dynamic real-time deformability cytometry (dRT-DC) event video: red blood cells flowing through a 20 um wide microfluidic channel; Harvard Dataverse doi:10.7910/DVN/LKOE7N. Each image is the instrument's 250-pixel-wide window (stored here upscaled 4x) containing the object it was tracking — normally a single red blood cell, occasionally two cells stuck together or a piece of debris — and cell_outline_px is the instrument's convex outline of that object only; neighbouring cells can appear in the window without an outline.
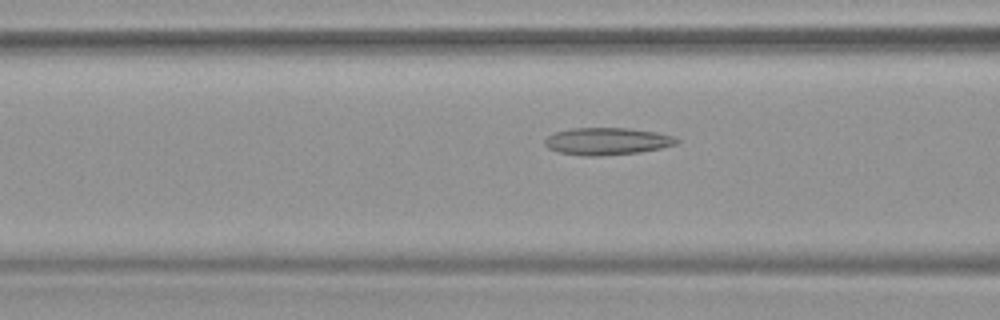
{"species": "common noctule bat (a hibernating species)", "species_latin": "Nyctalus noctula", "temperature_condition": "warm", "stored_images_in_passage": 53, "camera_frame_rate_fps": 3000, "um_per_image_px": 0.085, "animal": {"sex": "female", "body_mass_g": 19.9}, "frame": {"image": 1, "passage_image": 21, "time_ms": 6.667, "image_size_px": [1000, 320], "cell_outline_px": [[680, 140], [676, 144], [660, 148], [640, 152], [600, 156], [584, 156], [560, 152], [548, 148], [544, 144], [544, 140], [548, 136], [556, 132], [572, 128], [628, 128], [656, 132], [676, 136]], "centroid_in_image_um": [51.62, 12.0], "position_along_channel_um": 115.0, "area_um2": 20.92}}
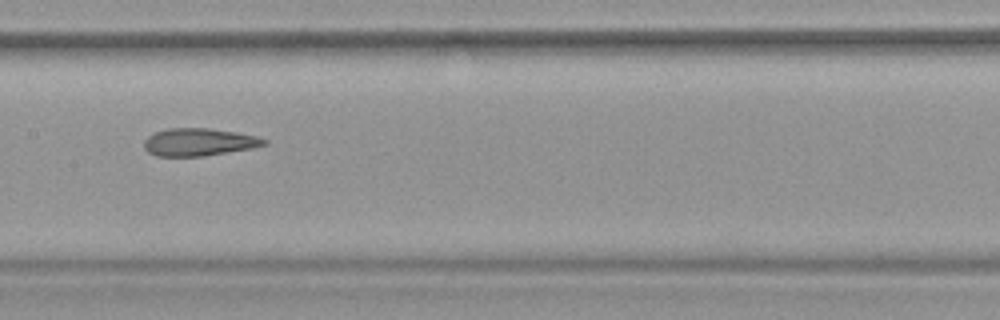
{"frame": {"image": 2, "passage_image": 27, "time_ms": 8.667, "image_size_px": [1000, 320], "cell_outline_px": [[268, 144], [252, 148], [204, 156], [156, 156], [148, 152], [144, 148], [144, 140], [148, 136], [156, 132], [168, 128], [208, 128], [236, 132], [256, 136], [268, 140]], "centroid_in_image_um": [16.91, 12.08], "position_along_channel_um": 190.5, "area_um2": 19.31}}
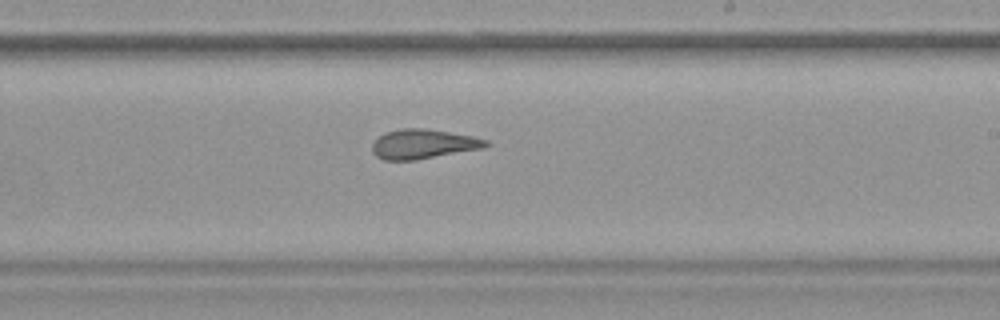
{"frame": {"image": 3, "passage_image": 32, "time_ms": 10.333, "image_size_px": [1000, 320], "cell_outline_px": [[488, 144], [484, 148], [416, 160], [384, 160], [376, 156], [372, 152], [372, 144], [380, 136], [388, 132], [400, 128], [424, 128], [472, 136], [488, 140]], "centroid_in_image_um": [35.97, 12.25], "position_along_channel_um": 253.0, "area_um2": 19.42}, "authors_computed_cell_mechanics": {"area_um2": 22.1952, "velocity_mm_per_s": 3.7742, "shape_relaxation_time_tau1_ms": null, "shape_relaxation_time_tau2_ms": 2.2135, "deformation_change_tau1": null, "deformation_change_tau2": 0.1149}}